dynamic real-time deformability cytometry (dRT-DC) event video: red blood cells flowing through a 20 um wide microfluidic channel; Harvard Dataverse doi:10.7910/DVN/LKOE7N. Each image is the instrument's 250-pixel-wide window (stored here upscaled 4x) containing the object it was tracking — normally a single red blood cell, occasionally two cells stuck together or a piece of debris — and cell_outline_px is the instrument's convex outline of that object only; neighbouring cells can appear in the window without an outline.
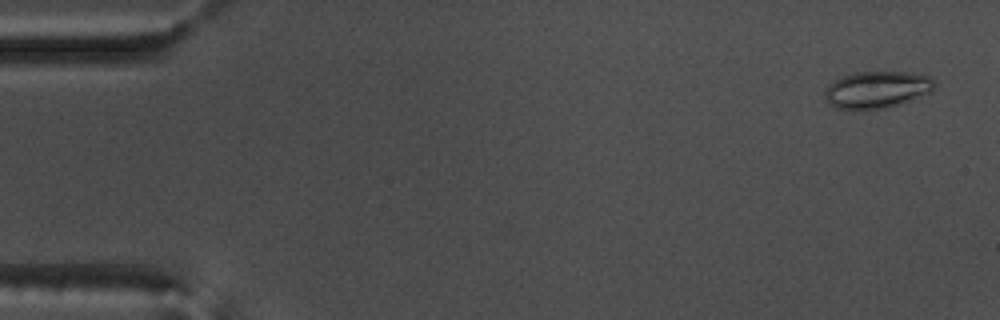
{"species": "common noctule bat (a hibernating species)", "species_latin": "Nyctalus noctula", "temperature_condition": "warm", "stored_images_in_passage": 53, "camera_frame_rate_fps": 3000, "um_per_image_px": 0.085, "animal": {"sex": "male", "body_mass_g": 17.5, "forearm_length_mm": 52.3}, "frame": {"image": 1, "passage_image": 3, "time_ms": 0.667, "image_size_px": [1000, 320], "cell_outline_px": [[936, 84], [928, 92], [908, 100], [884, 108], [836, 108], [828, 104], [824, 100], [824, 92], [828, 84], [844, 76], [856, 72], [908, 72], [928, 76]], "centroid_in_image_um": [74.46, 7.6], "position_along_channel_um": 10.5, "area_um2": 22.95}}
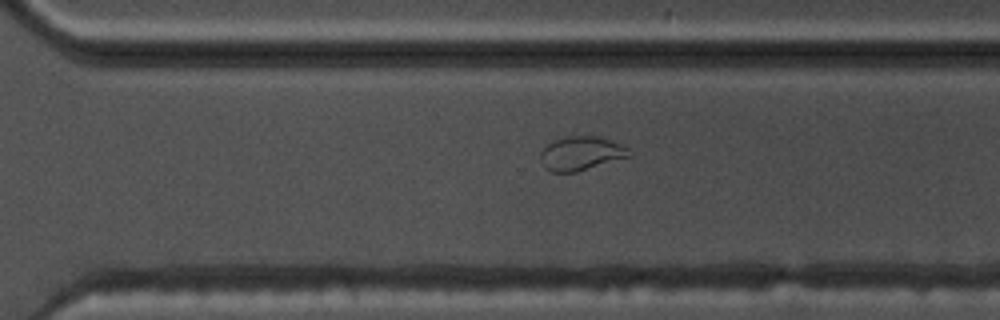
{"frame": {"image": 2, "passage_image": 39, "time_ms": 12.667, "image_size_px": [1000, 320], "cell_outline_px": [[632, 156], [576, 172], [552, 172], [544, 168], [540, 160], [540, 152], [548, 144], [556, 140], [572, 136], [596, 136], [620, 144], [628, 148]], "centroid_in_image_um": [49.38, 13.06], "position_along_channel_um": 321.2, "area_um2": 17.34}}
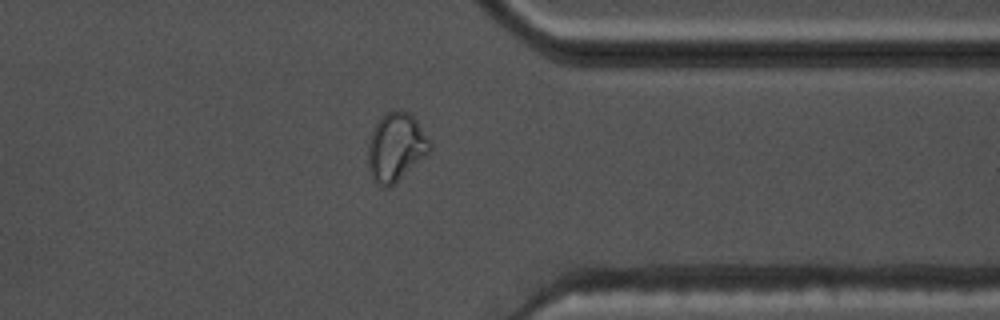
{"frame": {"image": 3, "passage_image": 44, "time_ms": 14.333, "image_size_px": [1000, 320], "cell_outline_px": [[432, 148], [428, 152], [388, 188], [384, 188], [372, 176], [368, 168], [368, 144], [372, 132], [376, 124], [384, 112], [396, 108], [408, 112], [416, 120], [432, 144]], "centroid_in_image_um": [33.63, 12.44], "position_along_channel_um": 377.8, "area_um2": 24.1}}